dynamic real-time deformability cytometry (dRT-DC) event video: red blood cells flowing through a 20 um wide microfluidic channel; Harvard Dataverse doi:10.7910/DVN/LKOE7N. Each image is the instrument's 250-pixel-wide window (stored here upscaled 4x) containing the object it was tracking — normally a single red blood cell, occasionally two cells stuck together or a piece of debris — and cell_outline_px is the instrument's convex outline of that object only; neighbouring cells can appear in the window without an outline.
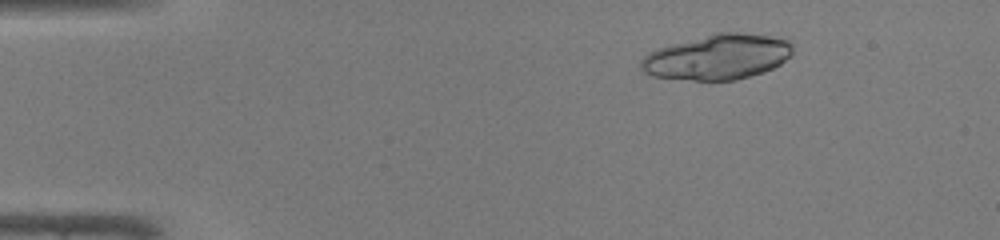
{"species": "common noctule bat (a hibernating species)", "species_latin": "Nyctalus noctula", "temperature_condition": "warm", "stored_images_in_passage": 47, "camera_frame_rate_fps": 3000, "um_per_image_px": 0.085, "animal": {"sex": "male", "body_mass_g": 19.0, "forearm_length_mm": 50.8}, "frame": {"image": 1, "passage_image": 7, "time_ms": 2.0, "image_size_px": [1000, 240], "cell_outline_px": [[796, 40], [792, 56], [780, 64], [764, 72], [736, 80], [696, 80], [652, 76], [644, 72], [640, 68], [640, 60], [648, 52], [656, 48], [668, 44], [716, 32], [740, 32]], "centroid_in_image_um": [61.03, 4.82], "position_along_channel_um": 24.0, "area_um2": 40.63}}